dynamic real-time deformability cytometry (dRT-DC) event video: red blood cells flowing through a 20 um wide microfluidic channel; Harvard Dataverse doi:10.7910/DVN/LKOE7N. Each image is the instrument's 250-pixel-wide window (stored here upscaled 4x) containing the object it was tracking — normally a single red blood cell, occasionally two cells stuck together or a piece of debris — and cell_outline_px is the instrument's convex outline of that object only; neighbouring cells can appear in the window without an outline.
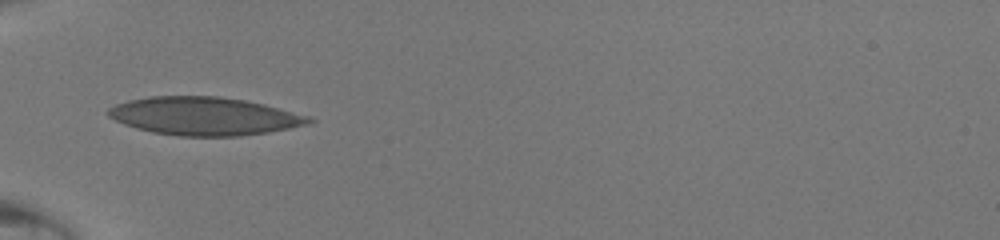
{"species": "human", "species_latin": "Homo sapiens", "temperature_condition": "room temperature", "stored_images_in_passage": 31, "camera_frame_rate_fps": 3000, "um_per_image_px": 0.085, "donor": {"sex": "male"}, "frame": {"image": 1, "passage_image": 1, "time_ms": 0.0, "image_size_px": [1000, 240], "cell_outline_px": [[316, 120], [308, 124], [268, 132], [240, 136], [180, 136], [152, 132], [136, 128], [124, 124], [108, 116], [104, 112], [108, 108], [116, 104], [128, 100], [148, 96], [220, 96], [244, 100], [264, 104], [308, 116]], "centroid_in_image_um": [17.32, 9.86], "position_along_channel_um": 67.7, "area_um2": 44.56}}
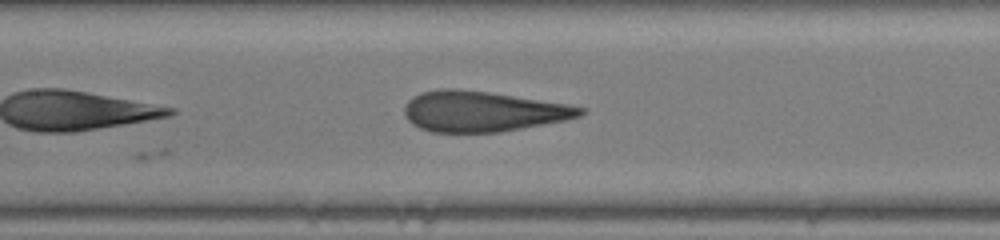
{"frame": {"image": 2, "passage_image": 8, "time_ms": 2.333, "image_size_px": [1000, 240], "cell_outline_px": [[584, 112], [580, 116], [564, 120], [500, 132], [432, 132], [420, 128], [412, 124], [408, 120], [404, 112], [404, 108], [408, 100], [412, 96], [420, 92], [440, 88], [456, 88], [488, 92], [568, 104], [584, 108]], "centroid_in_image_um": [40.97, 9.46], "position_along_channel_um": 166.4, "area_um2": 41.33}}
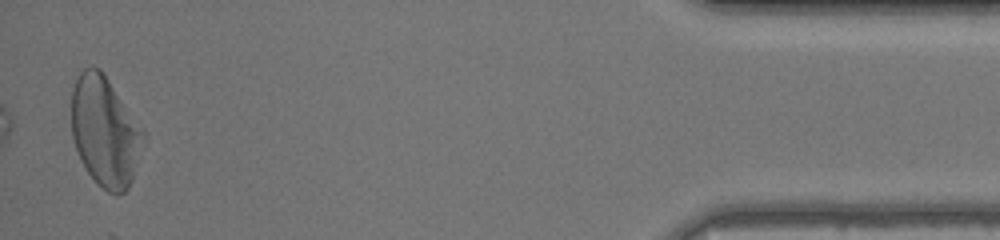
{"frame": {"image": 3, "passage_image": 30, "time_ms": 9.667, "image_size_px": [1000, 240], "cell_outline_px": [[144, 136], [132, 180], [128, 188], [124, 192], [116, 196], [108, 192], [88, 172], [80, 160], [72, 136], [72, 92], [76, 80], [80, 72], [84, 68], [100, 68], [104, 72], [144, 128]], "centroid_in_image_um": [8.93, 11.15], "position_along_channel_um": 426.3, "area_um2": 45.89}}